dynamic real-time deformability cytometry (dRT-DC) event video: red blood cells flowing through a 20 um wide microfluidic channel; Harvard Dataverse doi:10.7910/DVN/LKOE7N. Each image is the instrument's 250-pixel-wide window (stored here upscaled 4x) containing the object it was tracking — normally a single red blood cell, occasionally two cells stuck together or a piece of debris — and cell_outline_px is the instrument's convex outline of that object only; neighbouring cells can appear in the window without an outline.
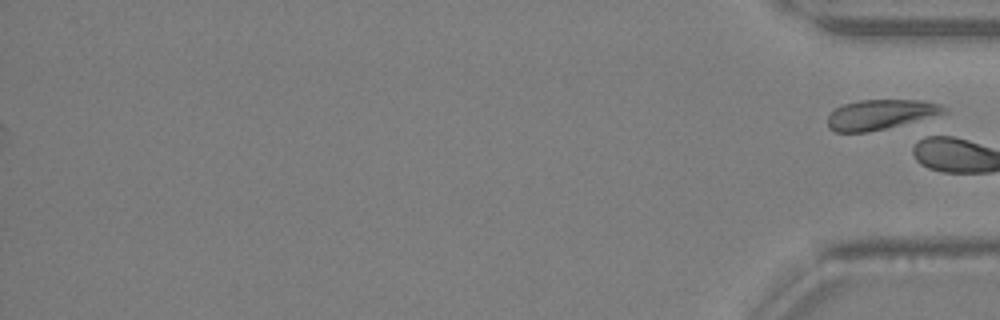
{"species": "Egyptian fruit bat (a non-hibernating species)", "species_latin": "Rousettus aegyptiacus", "temperature_condition": "warm", "stored_images_in_passage": 32, "segment_of_instrument_passage": [2, 2], "camera_frame_rate_fps": 3000, "um_per_image_px": 0.085, "animal": {"sex": "female"}, "frame": {"image": 1, "passage_image": 32, "time_ms": 10.333, "image_size_px": [1000, 320], "cell_outline_px": [[948, 112], [868, 132], [836, 132], [828, 128], [828, 116], [836, 108], [844, 104], [860, 100], [920, 100], [940, 104], [948, 108]], "centroid_in_image_um": [74.82, 9.72], "position_along_channel_um": 360.4, "area_um2": 19.94}}